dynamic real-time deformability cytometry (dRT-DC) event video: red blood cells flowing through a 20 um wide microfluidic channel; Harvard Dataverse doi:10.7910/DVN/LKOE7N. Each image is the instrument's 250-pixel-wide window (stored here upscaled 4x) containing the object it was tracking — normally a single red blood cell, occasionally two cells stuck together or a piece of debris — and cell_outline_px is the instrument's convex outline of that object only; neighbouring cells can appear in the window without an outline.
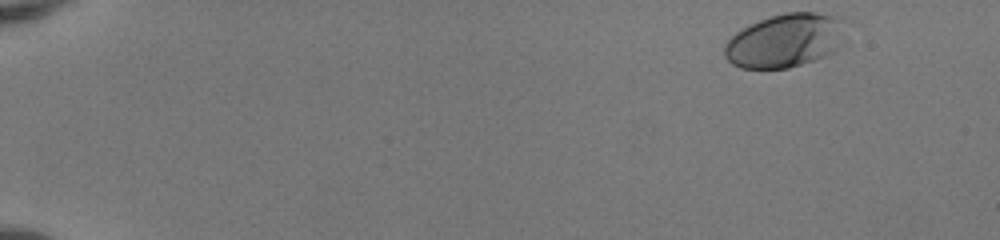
{"species": "human", "species_latin": "Homo sapiens", "temperature_condition": "room temperature", "stored_images_in_passage": 48, "camera_frame_rate_fps": 3000, "um_per_image_px": 0.085, "donor": {"sex": "female"}, "frame": {"image": 1, "passage_image": 1, "time_ms": 0.0, "image_size_px": [1000, 240], "cell_outline_px": [[840, 20], [836, 52], [816, 60], [788, 68], [740, 68], [732, 64], [724, 56], [724, 44], [736, 32], [760, 20], [772, 16], [788, 12], [816, 12], [840, 16]], "centroid_in_image_um": [66.65, 3.47], "position_along_channel_um": 18.4, "area_um2": 37.11}}
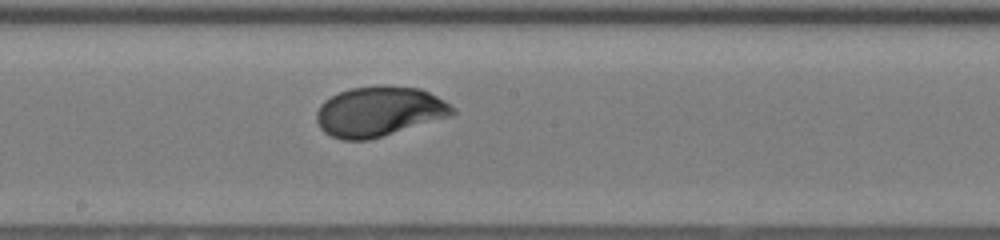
{"frame": {"image": 2, "passage_image": 27, "time_ms": 8.667, "image_size_px": [1000, 240], "cell_outline_px": [[456, 112], [452, 116], [368, 140], [340, 140], [324, 132], [320, 128], [316, 120], [316, 112], [320, 104], [324, 100], [340, 92], [352, 88], [376, 84], [388, 84], [420, 88], [444, 100], [456, 108]], "centroid_in_image_um": [32.23, 9.46], "position_along_channel_um": 216.0, "area_um2": 40.0}}
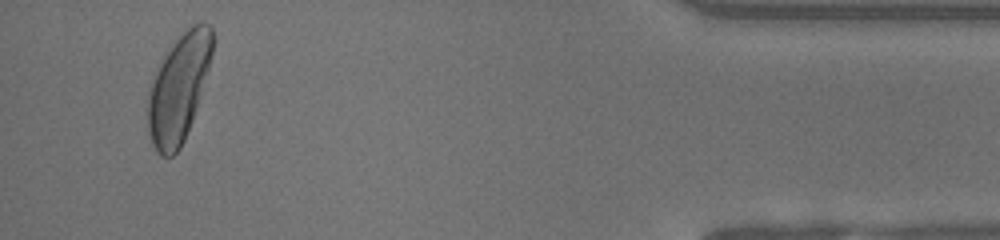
{"frame": {"image": 3, "passage_image": 46, "time_ms": 15.0, "image_size_px": [1000, 240], "cell_outline_px": [[216, 40], [208, 68], [192, 120], [184, 140], [180, 148], [172, 156], [160, 156], [156, 152], [152, 144], [148, 128], [148, 88], [152, 76], [160, 60], [172, 44], [192, 24], [200, 20], [212, 24], [216, 36]], "centroid_in_image_um": [15.2, 7.41], "position_along_channel_um": 420.0, "area_um2": 40.86}, "authors_computed_cell_mechanics": {"area_um2": 38.5815, "velocity_mm_per_s": 4.0777, "shape_relaxation_time_tau1_ms": 2.3961, "shape_relaxation_time_tau2_ms": null, "deformation_change_tau1": 0.148, "deformation_change_tau2": null}}